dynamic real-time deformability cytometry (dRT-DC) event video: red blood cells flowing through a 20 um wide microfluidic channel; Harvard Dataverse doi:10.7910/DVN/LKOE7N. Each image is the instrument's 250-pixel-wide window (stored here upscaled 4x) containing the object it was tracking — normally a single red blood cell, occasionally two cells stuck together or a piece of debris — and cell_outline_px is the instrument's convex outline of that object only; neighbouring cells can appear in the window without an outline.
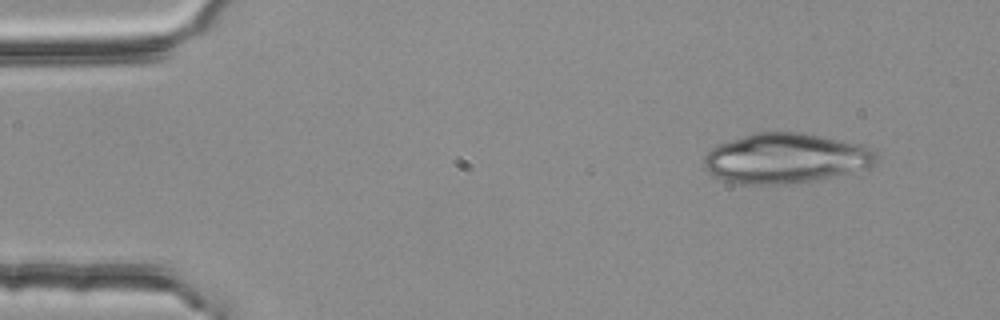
{"species": "common noctule bat (a hibernating species)", "species_latin": "Nyctalus noctula", "temperature_condition": "room temperature", "stored_images_in_passage": 3, "camera_frame_rate_fps": 3000, "um_per_image_px": 0.085, "animal": {"sex": "female", "body_mass_g": 25.1}, "frame": {"image": 1, "passage_image": 1, "time_ms": 0.0, "image_size_px": [1000, 320], "cell_outline_px": [[876, 164], [868, 168], [812, 180], [776, 184], [744, 184], [724, 180], [708, 172], [704, 168], [704, 156], [716, 144], [752, 132], [804, 132], [860, 144], [872, 148], [876, 152]], "centroid_in_image_um": [66.75, 13.43], "position_along_channel_um": 18.2, "area_um2": 50.11}}